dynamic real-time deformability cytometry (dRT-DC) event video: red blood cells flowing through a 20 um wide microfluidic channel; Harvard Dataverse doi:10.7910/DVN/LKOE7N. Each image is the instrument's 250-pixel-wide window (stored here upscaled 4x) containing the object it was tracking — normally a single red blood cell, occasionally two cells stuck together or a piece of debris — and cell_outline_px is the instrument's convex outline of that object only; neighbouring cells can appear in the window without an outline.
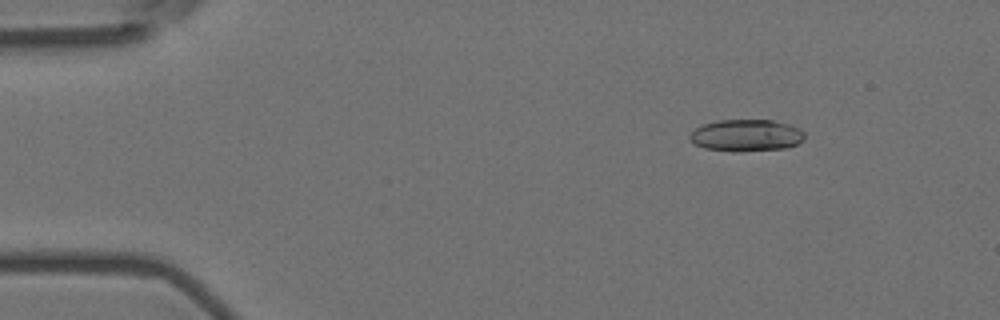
{"species": "Egyptian fruit bat (a non-hibernating species)", "species_latin": "Rousettus aegyptiacus", "temperature_condition": "room temperature", "stored_images_in_passage": 21, "camera_frame_rate_fps": 3000, "um_per_image_px": 0.085, "animal": {"sex": "female"}, "frame": {"image": 1, "passage_image": 8, "time_ms": 2.333, "image_size_px": [1000, 320], "cell_outline_px": [[804, 140], [796, 144], [784, 148], [736, 152], [704, 148], [696, 144], [688, 136], [696, 128], [704, 124], [720, 120], [772, 120], [788, 124], [800, 128], [804, 132]], "centroid_in_image_um": [63.45, 11.51], "position_along_channel_um": 21.5, "area_um2": 21.21}}
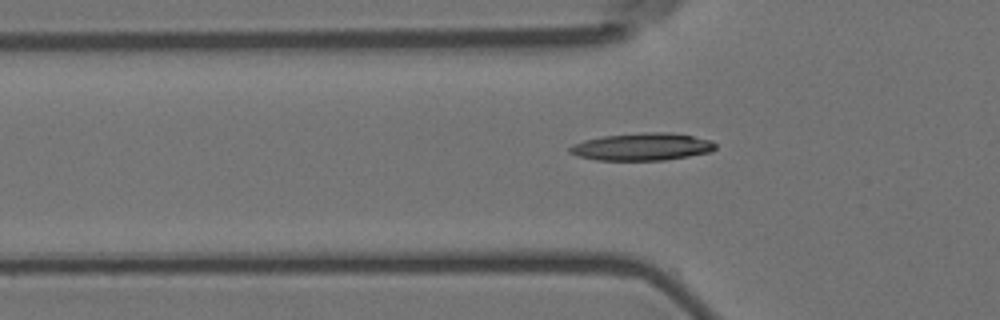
{"frame": {"image": 2, "passage_image": 19, "time_ms": 6.0, "image_size_px": [1000, 320], "cell_outline_px": [[716, 148], [712, 152], [664, 160], [596, 160], [580, 156], [568, 152], [568, 148], [572, 144], [584, 140], [604, 136], [644, 132], [668, 132], [692, 136], [712, 140], [716, 144]], "centroid_in_image_um": [54.59, 12.47], "position_along_channel_um": 71.2, "area_um2": 23.29}}